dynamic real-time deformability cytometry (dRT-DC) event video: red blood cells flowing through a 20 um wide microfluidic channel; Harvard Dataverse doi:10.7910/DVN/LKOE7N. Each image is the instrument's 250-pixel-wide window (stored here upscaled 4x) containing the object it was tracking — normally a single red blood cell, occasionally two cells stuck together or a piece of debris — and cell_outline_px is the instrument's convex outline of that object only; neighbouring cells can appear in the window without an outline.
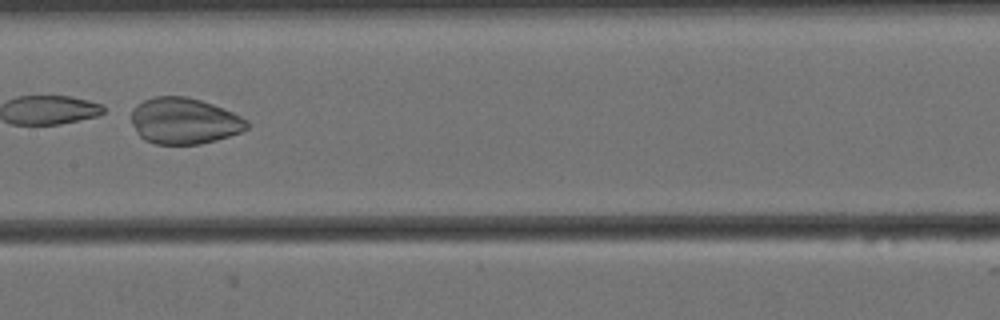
{"species": "Egyptian fruit bat (a non-hibernating species)", "species_latin": "Rousettus aegyptiacus", "temperature_condition": "cold", "stored_images_in_passage": 42, "camera_frame_rate_fps": 3000, "um_per_image_px": 0.085, "animal": {"sex": "female"}, "frame": {"image": 1, "passage_image": 13, "time_ms": 4.0, "image_size_px": [1000, 320], "cell_outline_px": [[248, 128], [240, 132], [216, 140], [200, 144], [156, 144], [144, 140], [136, 132], [132, 124], [132, 108], [136, 104], [152, 96], [188, 96], [212, 104], [232, 112], [248, 120]], "centroid_in_image_um": [15.63, 10.27], "position_along_channel_um": 191.8, "area_um2": 31.21}}